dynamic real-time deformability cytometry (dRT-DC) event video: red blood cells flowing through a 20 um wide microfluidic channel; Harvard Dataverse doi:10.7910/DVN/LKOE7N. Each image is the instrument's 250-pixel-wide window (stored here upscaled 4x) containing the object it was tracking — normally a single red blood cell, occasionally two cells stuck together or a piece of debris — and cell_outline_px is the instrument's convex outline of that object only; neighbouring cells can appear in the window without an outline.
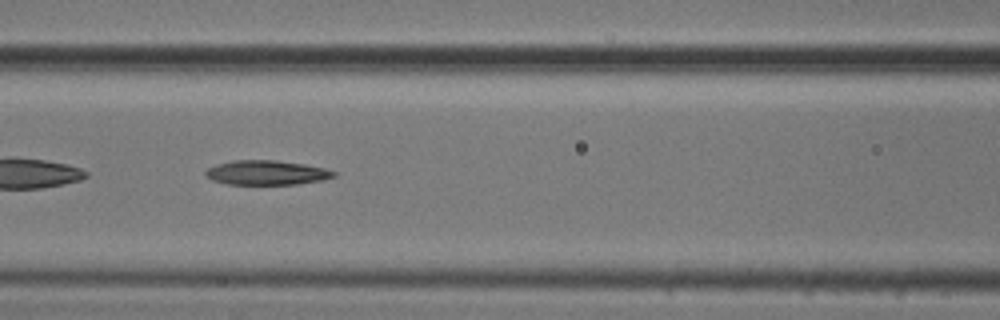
{"species": "common noctule bat (a hibernating species)", "species_latin": "Nyctalus noctula", "temperature_condition": "cold", "stored_images_in_passage": 37, "camera_frame_rate_fps": 3000, "um_per_image_px": 0.085, "animal": {"sex": "male", "body_mass_g": 20.5, "forearm_length_mm": 52.5}, "frame": {"image": 1, "passage_image": 16, "time_ms": 5.0, "image_size_px": [1000, 320], "cell_outline_px": [[336, 176], [320, 180], [296, 184], [228, 184], [212, 180], [204, 176], [204, 172], [208, 168], [216, 164], [232, 160], [276, 160], [304, 164], [324, 168], [336, 172]], "centroid_in_image_um": [22.61, 14.67], "position_along_channel_um": 144.0, "area_um2": 18.26}}